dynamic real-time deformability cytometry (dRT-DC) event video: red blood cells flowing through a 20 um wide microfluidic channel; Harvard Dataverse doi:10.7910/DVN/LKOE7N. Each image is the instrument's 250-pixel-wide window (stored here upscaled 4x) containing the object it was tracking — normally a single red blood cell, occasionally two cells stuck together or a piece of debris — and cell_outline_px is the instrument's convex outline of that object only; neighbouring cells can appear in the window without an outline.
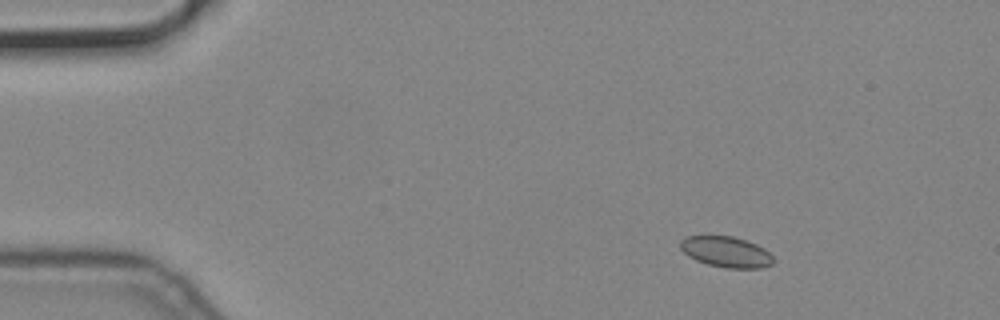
{"species": "common noctule bat (a hibernating species)", "species_latin": "Nyctalus noctula", "temperature_condition": "cold", "stored_images_in_passage": 14, "camera_frame_rate_fps": 3000, "um_per_image_px": 0.085, "animal": {"sex": "male", "body_mass_g": 19.2, "forearm_length_mm": 51.8}, "frame": {"image": 1, "passage_image": 2, "time_ms": 0.333, "image_size_px": [1000, 320], "cell_outline_px": [[772, 264], [760, 268], [728, 268], [708, 264], [696, 260], [688, 256], [680, 248], [680, 240], [684, 236], [708, 232], [732, 236], [756, 244], [764, 248], [772, 256]], "centroid_in_image_um": [61.63, 21.34], "position_along_channel_um": 23.4, "area_um2": 17.22}}
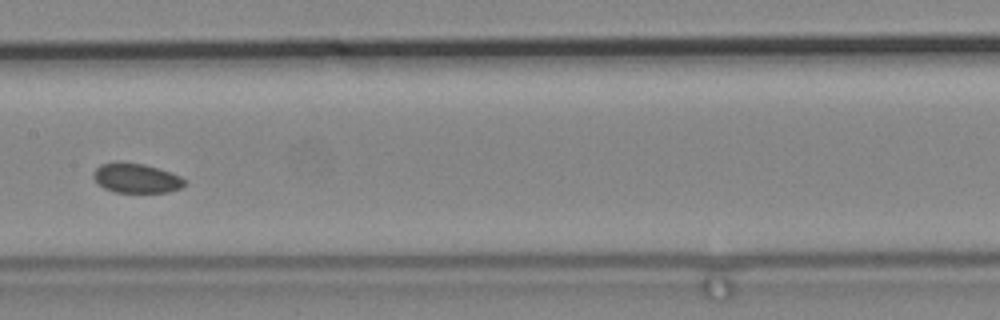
{"frame": {"image": 2, "passage_image": 7, "time_ms": 2.0, "image_size_px": [1000, 320], "cell_outline_px": [[188, 184], [180, 188], [168, 192], [116, 192], [104, 188], [92, 176], [96, 168], [100, 164], [144, 164], [180, 176]], "centroid_in_image_um": [11.62, 15.18], "position_along_channel_um": 195.8, "area_um2": 15.09}}
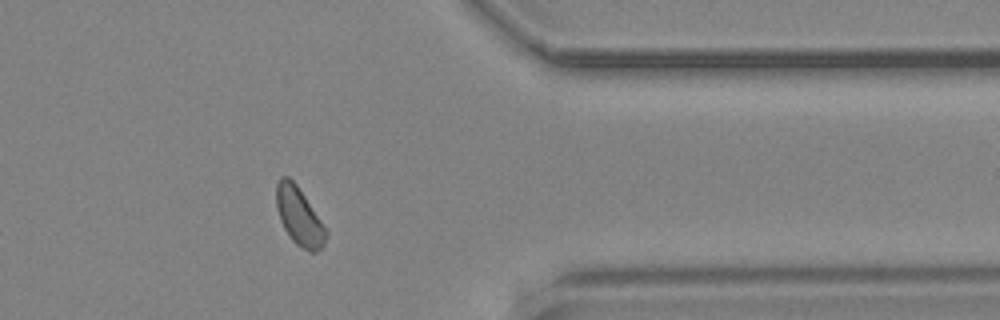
{"frame": {"image": 3, "passage_image": 12, "time_ms": 3.667, "image_size_px": [1000, 320], "cell_outline_px": [[328, 232], [324, 244], [316, 252], [308, 252], [296, 244], [292, 240], [284, 228], [280, 220], [276, 208], [276, 184], [280, 176], [288, 176], [296, 184]], "centroid_in_image_um": [25.4, 18.4], "position_along_channel_um": 386.0, "area_um2": 16.59}}